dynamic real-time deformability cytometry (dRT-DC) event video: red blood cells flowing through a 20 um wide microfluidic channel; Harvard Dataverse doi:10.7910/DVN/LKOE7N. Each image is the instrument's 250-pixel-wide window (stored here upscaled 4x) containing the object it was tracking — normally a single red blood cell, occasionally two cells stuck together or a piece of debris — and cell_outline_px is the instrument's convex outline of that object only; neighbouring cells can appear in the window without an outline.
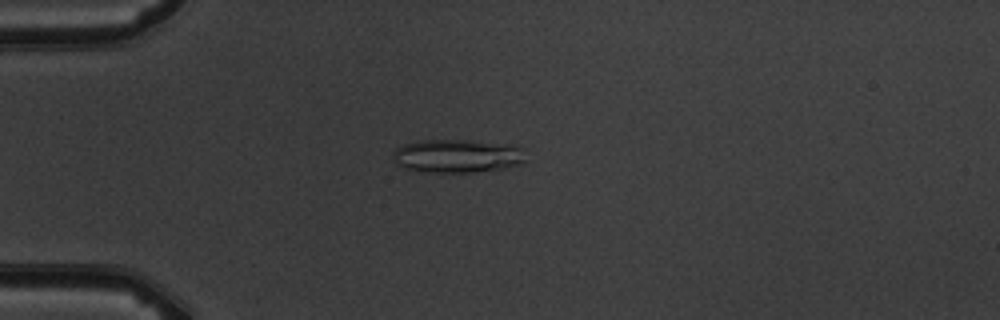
{"species": "common noctule bat (a hibernating species)", "species_latin": "Nyctalus noctula", "temperature_condition": "warm", "stored_images_in_passage": 4, "camera_frame_rate_fps": 3000, "um_per_image_px": 0.085, "animal": {"sex": "male", "body_mass_g": 19.5, "forearm_length_mm": 54.6}, "frame": {"image": 1, "passage_image": 1, "time_ms": 0.0, "image_size_px": [1000, 320], "cell_outline_px": [[524, 160], [520, 164], [504, 168], [472, 172], [420, 172], [404, 168], [396, 164], [392, 156], [392, 152], [396, 148], [404, 144], [424, 140], [464, 140], [512, 144], [520, 148]], "centroid_in_image_um": [38.8, 13.26], "position_along_channel_um": 46.2, "area_um2": 25.78}}